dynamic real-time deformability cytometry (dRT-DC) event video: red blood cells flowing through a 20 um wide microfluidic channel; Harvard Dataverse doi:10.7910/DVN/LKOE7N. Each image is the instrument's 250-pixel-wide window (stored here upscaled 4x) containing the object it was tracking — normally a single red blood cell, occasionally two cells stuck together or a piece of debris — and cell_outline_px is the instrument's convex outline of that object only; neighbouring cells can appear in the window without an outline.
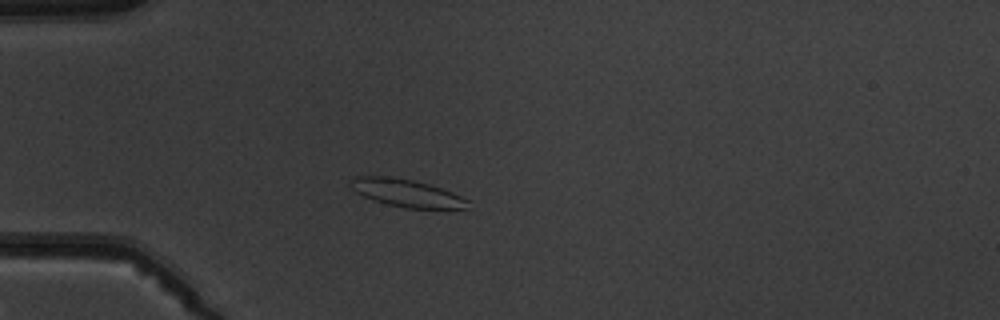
{"species": "common noctule bat (a hibernating species)", "species_latin": "Nyctalus noctula", "temperature_condition": "warm", "stored_images_in_passage": 3, "camera_frame_rate_fps": 3000, "um_per_image_px": 0.085, "animal": {"sex": "male", "body_mass_g": 19.5, "forearm_length_mm": 54.6}, "frame": {"image": 1, "passage_image": 3, "time_ms": 3.0, "image_size_px": [1000, 320], "cell_outline_px": [[472, 200], [468, 208], [404, 208], [388, 204], [364, 196], [356, 192], [348, 184], [356, 176], [388, 176], [412, 180], [428, 184], [452, 192]], "centroid_in_image_um": [34.6, 16.41], "position_along_channel_um": 50.4, "area_um2": 18.73}}